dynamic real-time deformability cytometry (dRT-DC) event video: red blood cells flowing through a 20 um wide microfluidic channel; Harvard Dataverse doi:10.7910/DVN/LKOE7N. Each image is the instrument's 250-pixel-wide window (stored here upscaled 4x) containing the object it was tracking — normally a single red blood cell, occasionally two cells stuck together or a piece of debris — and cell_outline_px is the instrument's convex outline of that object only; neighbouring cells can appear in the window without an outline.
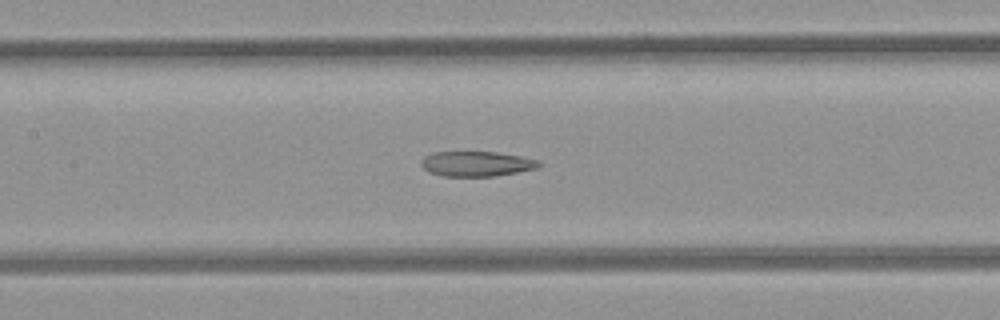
{"species": "common noctule bat (a hibernating species)", "species_latin": "Nyctalus noctula", "temperature_condition": "room temperature", "stored_images_in_passage": 53, "camera_frame_rate_fps": 3000, "um_per_image_px": 0.085, "animal": {"sex": "female", "body_mass_g": 21.9}, "frame": {"image": 1, "passage_image": 24, "time_ms": 7.667, "image_size_px": [1000, 320], "cell_outline_px": [[540, 164], [536, 168], [496, 176], [444, 176], [428, 172], [420, 164], [420, 160], [424, 156], [432, 152], [496, 152], [520, 156], [540, 160]], "centroid_in_image_um": [40.46, 13.92], "position_along_channel_um": 166.9, "area_um2": 17.17}}
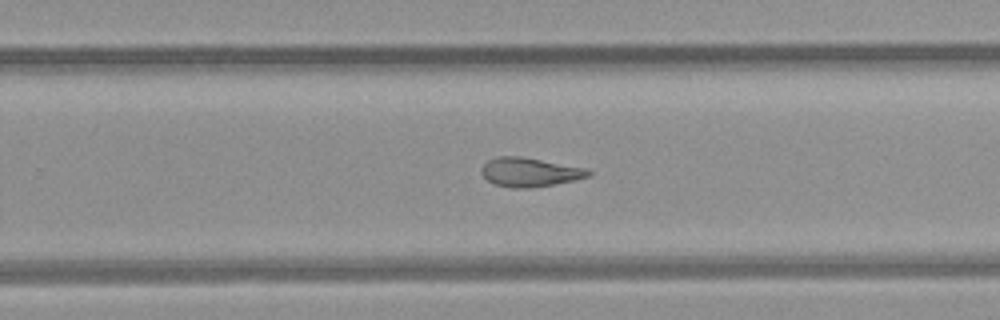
{"frame": {"image": 2, "passage_image": 33, "time_ms": 10.667, "image_size_px": [1000, 320], "cell_outline_px": [[592, 176], [576, 180], [532, 188], [512, 188], [496, 184], [488, 180], [480, 172], [480, 168], [488, 160], [496, 156], [520, 156], [588, 168], [592, 172]], "centroid_in_image_um": [45.06, 14.63], "position_along_channel_um": 284.7, "area_um2": 18.26}}
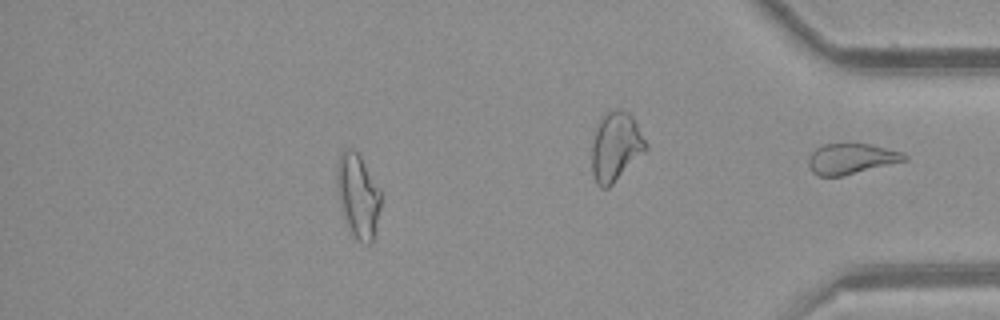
{"frame": {"image": 3, "passage_image": 46, "time_ms": 15.0, "image_size_px": [1000, 320], "cell_outline_px": [[380, 208], [372, 240], [368, 244], [360, 244], [348, 232], [340, 208], [336, 184], [336, 164], [340, 152], [344, 148], [352, 148], [360, 156], [380, 188]], "centroid_in_image_um": [30.38, 16.64], "position_along_channel_um": 404.8, "area_um2": 21.96}, "authors_computed_cell_mechanics": {"area_um2": 20.6924, "velocity_mm_per_s": 3.9486, "shape_relaxation_time_tau1_ms": null, "shape_relaxation_time_tau2_ms": 4.8017, "deformation_change_tau1": null, "deformation_change_tau2": 0.1513}}